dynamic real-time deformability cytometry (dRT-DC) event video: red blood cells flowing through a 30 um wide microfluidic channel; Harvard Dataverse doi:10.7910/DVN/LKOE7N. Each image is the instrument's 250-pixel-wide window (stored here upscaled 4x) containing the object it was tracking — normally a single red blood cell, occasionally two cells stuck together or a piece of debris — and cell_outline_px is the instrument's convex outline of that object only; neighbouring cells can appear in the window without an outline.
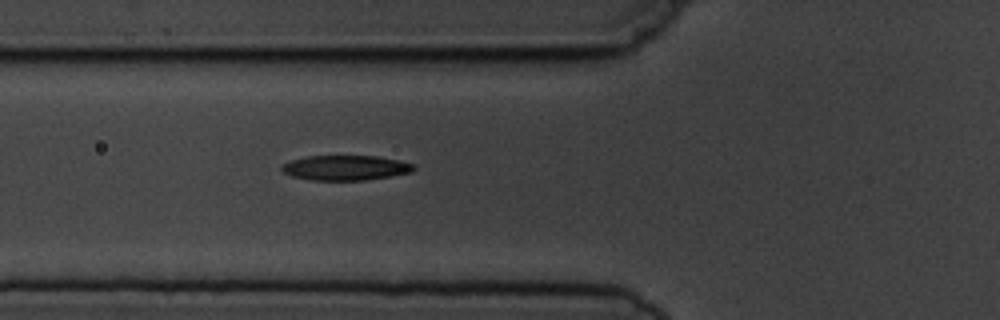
{"species": "common noctule bat (a hibernating species)", "species_latin": "Nyctalus noctula", "temperature_condition": "cold", "stored_images_in_passage": 2, "camera_frame_rate_fps": 3000, "um_per_image_px": 0.085, "animal": {"sex": "male", "body_mass_g": 19.5, "forearm_length_mm": 54.6}, "frame": {"image": 1, "passage_image": 2, "time_ms": 1.0, "image_size_px": [1000, 320], "cell_outline_px": [[416, 168], [412, 172], [364, 180], [312, 180], [292, 176], [284, 172], [280, 168], [284, 164], [292, 160], [308, 156], [376, 156], [416, 164]], "centroid_in_image_um": [29.39, 14.26], "position_along_channel_um": 96.4, "area_um2": 18.96}}